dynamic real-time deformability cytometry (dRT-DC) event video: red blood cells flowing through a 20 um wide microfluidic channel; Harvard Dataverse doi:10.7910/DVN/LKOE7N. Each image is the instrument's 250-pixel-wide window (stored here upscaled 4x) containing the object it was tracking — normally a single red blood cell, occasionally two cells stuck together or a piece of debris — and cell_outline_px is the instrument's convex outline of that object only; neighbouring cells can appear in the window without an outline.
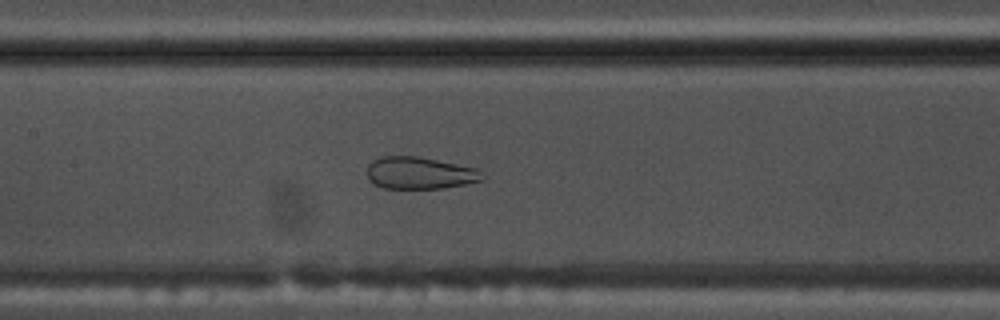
{"species": "common noctule bat (a hibernating species)", "species_latin": "Nyctalus noctula", "temperature_condition": "warm", "stored_images_in_passage": 49, "camera_frame_rate_fps": 3000, "um_per_image_px": 0.085, "animal": {"sex": "male", "body_mass_g": 17.5, "forearm_length_mm": 52.3}, "frame": {"image": 1, "passage_image": 21, "time_ms": 6.667, "image_size_px": [1000, 320], "cell_outline_px": [[484, 180], [444, 188], [384, 188], [372, 184], [368, 180], [368, 164], [372, 160], [384, 156], [420, 156], [480, 168], [484, 176]], "centroid_in_image_um": [35.71, 14.7], "position_along_channel_um": 171.7, "area_um2": 21.91}}
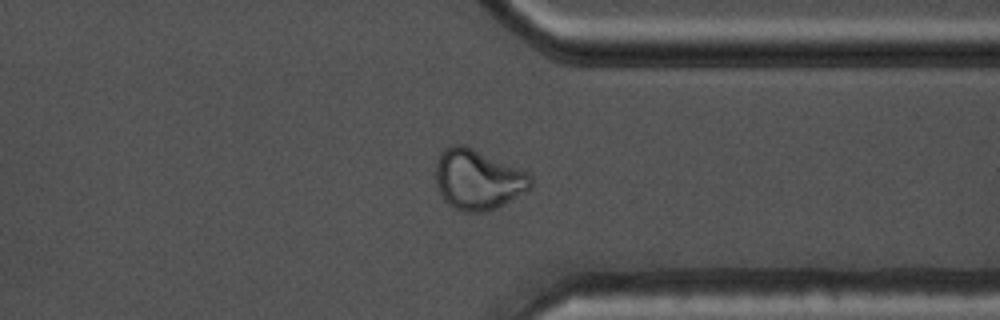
{"frame": {"image": 2, "passage_image": 37, "time_ms": 12.0, "image_size_px": [1000, 320], "cell_outline_px": [[532, 188], [496, 208], [488, 212], [464, 212], [448, 204], [444, 200], [436, 184], [436, 160], [440, 152], [448, 144], [464, 144], [528, 172], [532, 176]], "centroid_in_image_um": [40.61, 15.24], "position_along_channel_um": 370.8, "area_um2": 33.58}}
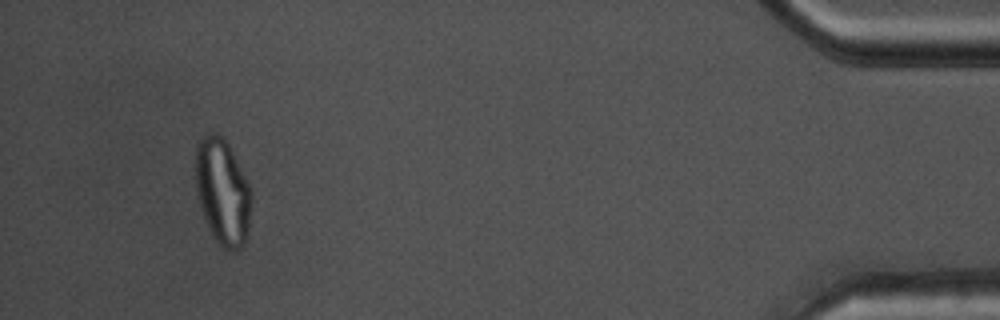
{"frame": {"image": 3, "passage_image": 46, "time_ms": 15.0, "image_size_px": [1000, 320], "cell_outline_px": [[252, 196], [248, 232], [244, 244], [236, 252], [224, 248], [212, 236], [204, 220], [200, 208], [196, 188], [196, 144], [208, 132], [216, 132], [228, 144], [252, 188]], "centroid_in_image_um": [18.93, 16.32], "position_along_channel_um": 416.3, "area_um2": 34.8}}